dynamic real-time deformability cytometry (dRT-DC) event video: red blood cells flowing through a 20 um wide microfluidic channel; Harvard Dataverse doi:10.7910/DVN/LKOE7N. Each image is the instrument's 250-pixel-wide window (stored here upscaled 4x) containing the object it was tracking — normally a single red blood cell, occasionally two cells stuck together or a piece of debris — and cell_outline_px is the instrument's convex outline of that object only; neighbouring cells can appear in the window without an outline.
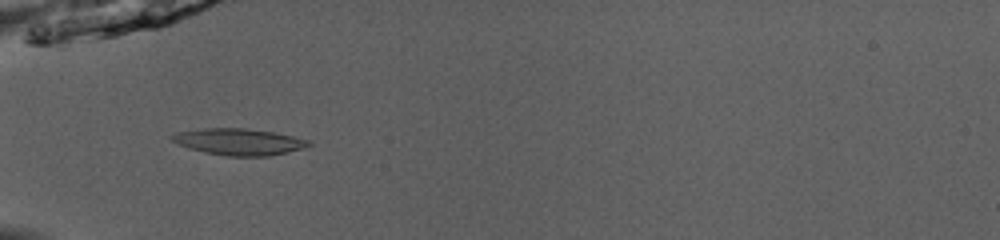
{"species": "common noctule bat (a hibernating species)", "species_latin": "Nyctalus noctula", "temperature_condition": "room temperature", "stored_images_in_passage": 52, "camera_frame_rate_fps": 3000, "um_per_image_px": 0.085, "animal": {"sex": "male", "body_mass_g": 13.0, "forearm_length_mm": 53.1}, "frame": {"image": 1, "passage_image": 19, "time_ms": 6.0, "image_size_px": [1000, 240], "cell_outline_px": [[312, 144], [308, 148], [272, 156], [228, 156], [188, 148], [172, 140], [168, 136], [180, 132], [204, 128], [244, 128], [272, 132], [312, 140]], "centroid_in_image_um": [20.41, 12.06], "position_along_channel_um": 64.6, "area_um2": 21.15}}
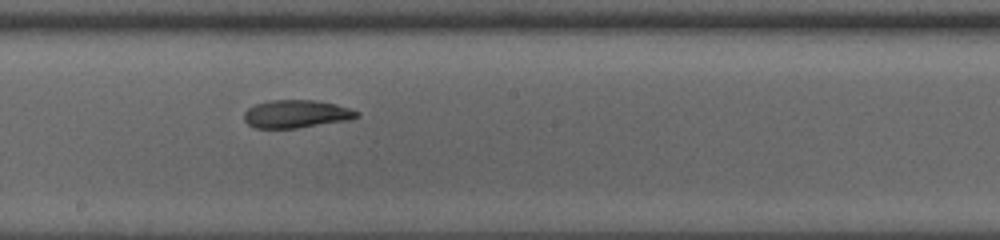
{"frame": {"image": 2, "passage_image": 31, "time_ms": 10.0, "image_size_px": [1000, 240], "cell_outline_px": [[360, 116], [348, 120], [296, 128], [256, 128], [248, 124], [244, 120], [244, 112], [248, 108], [256, 104], [268, 100], [316, 100], [336, 104], [360, 112]], "centroid_in_image_um": [25.18, 9.68], "position_along_channel_um": 223.0, "area_um2": 18.32}}
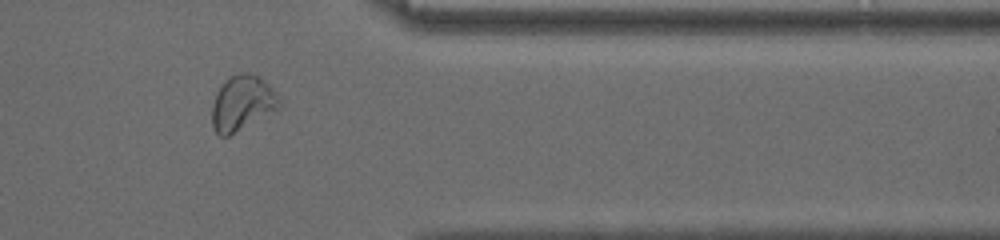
{"frame": {"image": 3, "passage_image": 44, "time_ms": 14.333, "image_size_px": [1000, 240], "cell_outline_px": [[280, 108], [228, 136], [220, 136], [212, 128], [212, 104], [216, 92], [220, 84], [228, 76], [240, 72], [248, 72], [256, 76], [268, 84], [280, 96]], "centroid_in_image_um": [20.57, 8.74], "position_along_channel_um": 390.8, "area_um2": 21.73}, "authors_computed_cell_mechanics": {"area_um2": 20.1433, "velocity_mm_per_s": 4.0331, "shape_relaxation_time_tau1_ms": 6.8425, "shape_relaxation_time_tau2_ms": 2.2613, "deformation_change_tau1": 0.1623, "deformation_change_tau2": 0.0736}}